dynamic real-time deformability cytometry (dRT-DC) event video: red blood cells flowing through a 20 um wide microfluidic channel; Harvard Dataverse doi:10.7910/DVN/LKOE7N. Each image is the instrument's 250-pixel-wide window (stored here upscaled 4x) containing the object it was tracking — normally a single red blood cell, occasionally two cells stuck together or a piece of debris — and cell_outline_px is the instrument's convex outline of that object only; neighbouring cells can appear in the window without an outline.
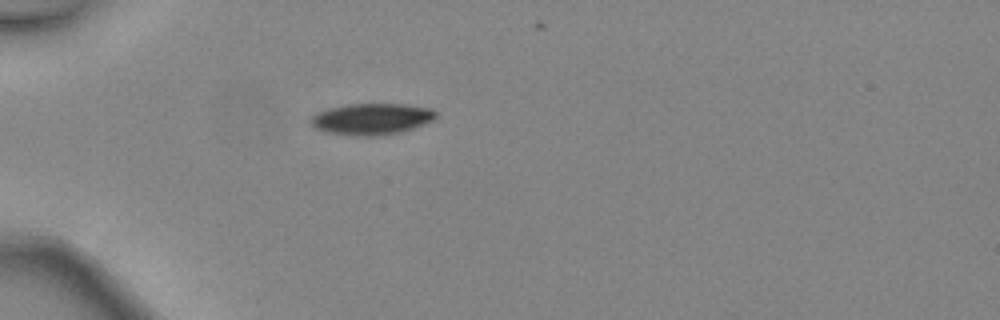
{"species": "common noctule bat (a hibernating species)", "species_latin": "Nyctalus noctula", "temperature_condition": "warm", "stored_images_in_passage": 32, "camera_frame_rate_fps": 3000, "um_per_image_px": 0.085, "animal": {"sex": "female", "body_mass_g": 24.6, "forearm_length_mm": 56.2}, "frame": {"image": 1, "passage_image": 1, "time_ms": 0.0, "image_size_px": [1000, 320], "cell_outline_px": [[436, 116], [432, 120], [412, 128], [400, 132], [376, 136], [356, 136], [328, 132], [316, 128], [308, 120], [316, 112], [328, 108], [348, 104], [404, 104], [432, 108], [436, 112]], "centroid_in_image_um": [31.56, 10.1], "position_along_channel_um": 53.4, "area_um2": 22.77}}
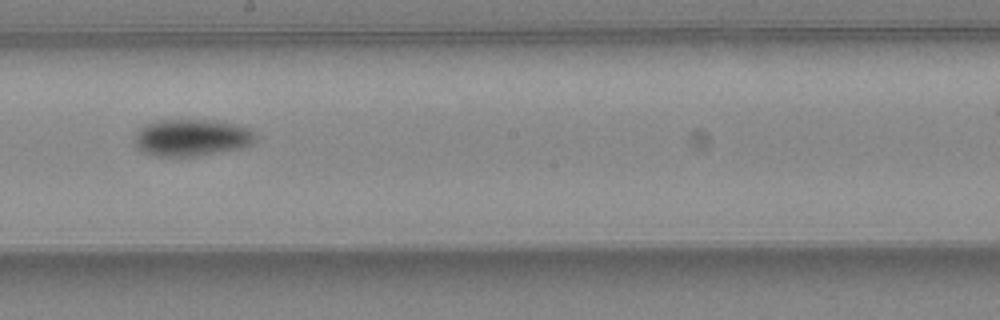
{"frame": {"image": 2, "passage_image": 14, "time_ms": 4.333, "image_size_px": [1000, 320], "cell_outline_px": [[256, 140], [252, 144], [240, 148], [220, 152], [196, 156], [156, 156], [144, 152], [136, 148], [136, 132], [144, 124], [156, 120], [216, 120], [236, 124], [248, 128], [256, 136]], "centroid_in_image_um": [16.29, 11.69], "position_along_channel_um": 231.9, "area_um2": 26.07}}
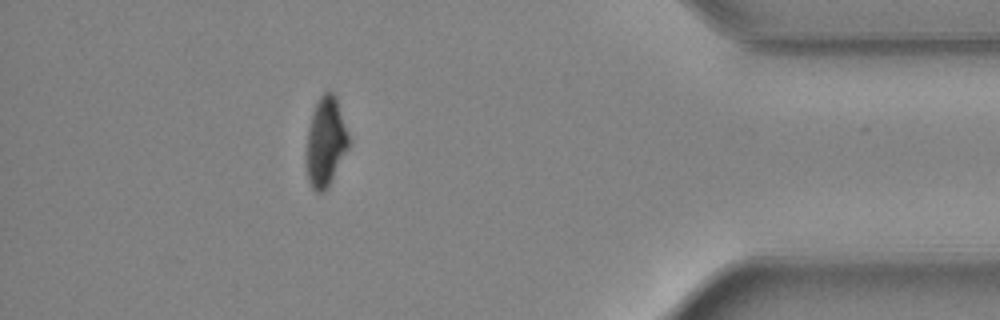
{"frame": {"image": 3, "passage_image": 28, "time_ms": 9.0, "image_size_px": [1000, 320], "cell_outline_px": [[348, 148], [328, 188], [324, 192], [316, 192], [312, 188], [308, 180], [304, 160], [304, 156], [308, 128], [312, 112], [320, 96], [324, 92], [332, 92], [336, 96], [348, 132]], "centroid_in_image_um": [27.64, 12.1], "position_along_channel_um": 407.6, "area_um2": 22.37}, "authors_computed_cell_mechanics": {"area_um2": 24.7384, "velocity_mm_per_s": 4.5636, "shape_relaxation_time_tau1_ms": 2.983, "shape_relaxation_time_tau2_ms": null, "deformation_change_tau1": 0.1252, "deformation_change_tau2": null}}